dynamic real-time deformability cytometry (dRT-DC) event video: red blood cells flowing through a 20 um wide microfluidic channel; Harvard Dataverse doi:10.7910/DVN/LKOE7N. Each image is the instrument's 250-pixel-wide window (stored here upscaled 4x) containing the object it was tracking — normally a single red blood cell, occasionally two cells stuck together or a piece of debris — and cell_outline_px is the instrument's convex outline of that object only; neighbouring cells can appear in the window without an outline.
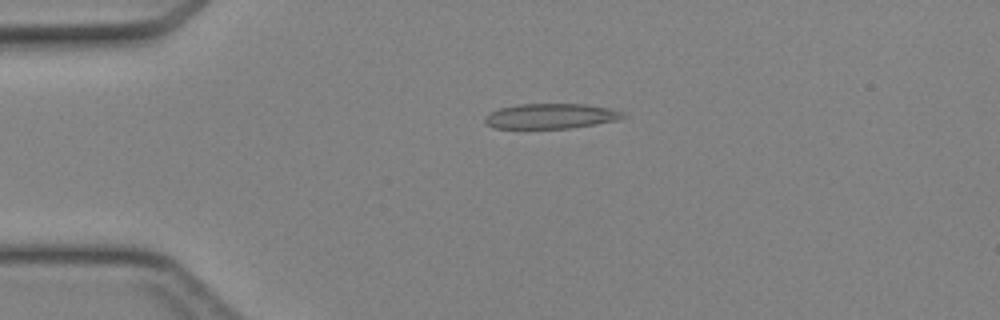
{"species": "Egyptian fruit bat (a non-hibernating species)", "species_latin": "Rousettus aegyptiacus", "temperature_condition": "cold", "stored_images_in_passage": 46, "camera_frame_rate_fps": 3000, "um_per_image_px": 0.085, "animal": {"sex": "female"}, "frame": {"image": 1, "passage_image": 11, "time_ms": 3.333, "image_size_px": [1000, 320], "cell_outline_px": [[624, 116], [616, 120], [596, 124], [572, 128], [496, 128], [488, 124], [484, 120], [484, 116], [488, 112], [500, 108], [516, 104], [584, 104], [608, 108], [624, 112]], "centroid_in_image_um": [46.78, 9.86], "position_along_channel_um": 38.2, "area_um2": 20.11}}
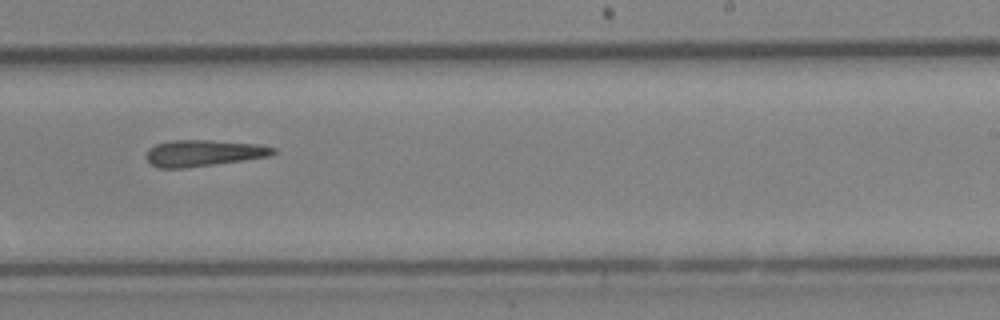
{"frame": {"image": 2, "passage_image": 29, "time_ms": 9.333, "image_size_px": [1000, 320], "cell_outline_px": [[276, 152], [268, 156], [184, 168], [160, 168], [152, 164], [148, 160], [148, 148], [156, 144], [172, 140], [208, 140], [260, 144], [276, 148]], "centroid_in_image_um": [17.3, 12.99], "position_along_channel_um": 271.7, "area_um2": 19.13}}
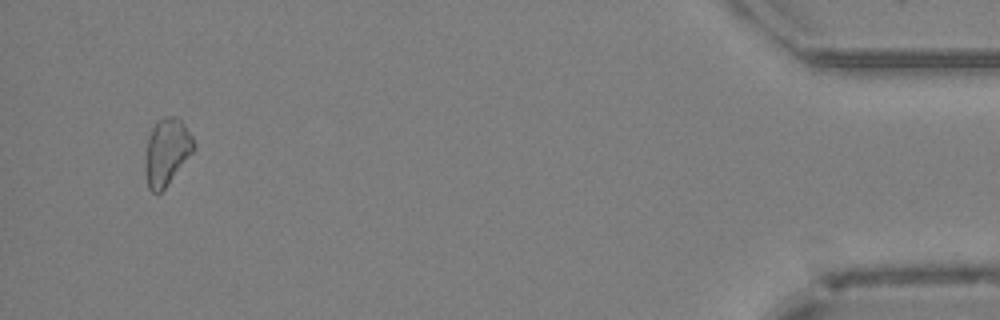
{"frame": {"image": 3, "passage_image": 44, "time_ms": 14.333, "image_size_px": [1000, 320], "cell_outline_px": [[196, 148], [168, 184], [160, 192], [152, 192], [148, 188], [144, 168], [144, 156], [148, 136], [156, 120], [164, 116], [176, 116], [184, 124], [192, 136], [196, 144]], "centroid_in_image_um": [14.15, 12.88], "position_along_channel_um": 421.0, "area_um2": 19.19}}